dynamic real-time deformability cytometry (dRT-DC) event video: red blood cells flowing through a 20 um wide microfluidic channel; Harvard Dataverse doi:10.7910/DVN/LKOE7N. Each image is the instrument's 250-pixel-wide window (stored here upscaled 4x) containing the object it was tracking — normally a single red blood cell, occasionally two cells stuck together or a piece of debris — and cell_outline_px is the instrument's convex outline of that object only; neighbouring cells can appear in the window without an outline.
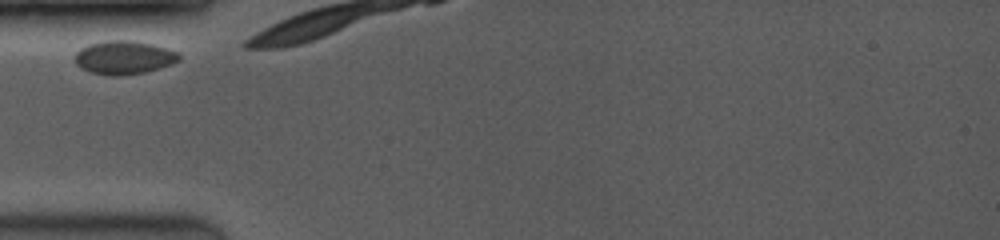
{"species": "common noctule bat (a hibernating species)", "species_latin": "Nyctalus noctula", "temperature_condition": "room temperature", "stored_images_in_passage": 3, "camera_frame_rate_fps": 3500, "um_per_image_px": 0.085, "animal": {"sex": "female", "body_mass_g": 19.0, "forearm_length_mm": 53.3}, "frame": {"image": 1, "passage_image": 1, "time_ms": 0.0, "image_size_px": [1000, 240], "cell_outline_px": [[180, 60], [172, 64], [160, 68], [144, 72], [120, 76], [112, 76], [88, 72], [76, 64], [76, 52], [80, 48], [88, 44], [104, 40], [128, 40], [152, 44], [180, 52]], "centroid_in_image_um": [10.54, 4.89], "position_along_channel_um": 74.5, "area_um2": 20.46}}